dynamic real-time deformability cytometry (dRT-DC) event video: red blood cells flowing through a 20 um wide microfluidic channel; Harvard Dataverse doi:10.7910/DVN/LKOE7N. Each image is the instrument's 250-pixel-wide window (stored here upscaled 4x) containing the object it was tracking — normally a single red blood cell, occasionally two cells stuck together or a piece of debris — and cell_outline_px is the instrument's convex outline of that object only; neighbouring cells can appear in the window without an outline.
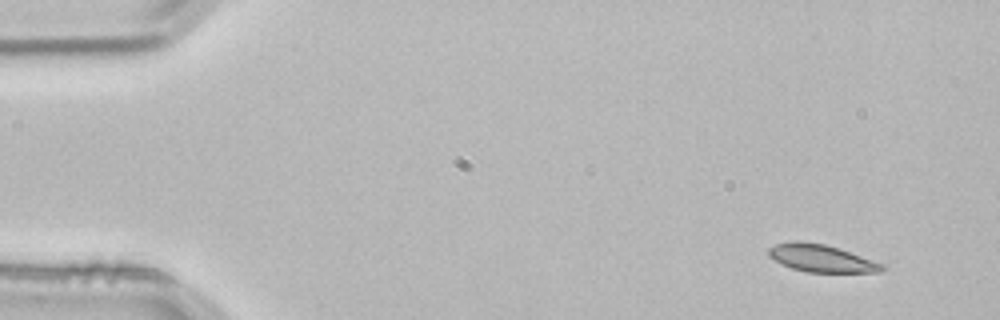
{"species": "common noctule bat (a hibernating species)", "species_latin": "Nyctalus noctula", "temperature_condition": "room temperature", "stored_images_in_passage": 4, "segment_of_instrument_passage": [2, 2], "camera_frame_rate_fps": 3000, "um_per_image_px": 0.085, "animal": {"sex": "male", "body_mass_g": 21.5, "forearm_length_mm": 52.0}, "frame": {"image": 1, "passage_image": 4, "time_ms": 1.0, "image_size_px": [1000, 320], "cell_outline_px": [[884, 268], [880, 272], [808, 272], [792, 268], [780, 264], [768, 256], [768, 248], [776, 244], [792, 240], [800, 240], [824, 244], [840, 248], [884, 264]], "centroid_in_image_um": [69.77, 21.94], "position_along_channel_um": 15.2, "area_um2": 18.26}}